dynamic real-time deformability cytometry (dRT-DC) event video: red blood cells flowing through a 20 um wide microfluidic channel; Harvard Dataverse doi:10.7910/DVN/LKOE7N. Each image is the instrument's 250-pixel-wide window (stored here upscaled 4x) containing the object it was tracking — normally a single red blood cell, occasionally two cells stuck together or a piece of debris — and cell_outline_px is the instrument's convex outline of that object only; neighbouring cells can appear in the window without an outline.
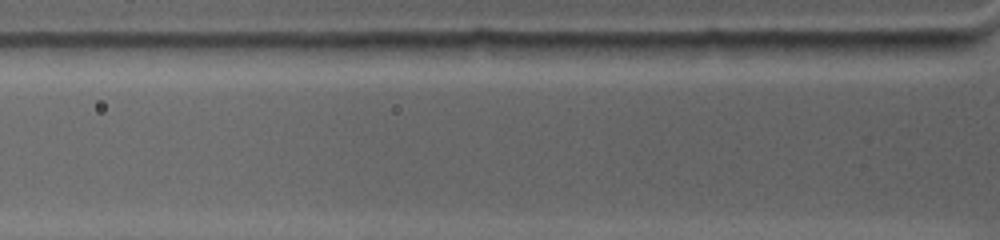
{"species": "common noctule bat (a hibernating species)", "species_latin": "Nyctalus noctula", "temperature_condition": "warm", "stored_images_in_passage": 2, "camera_frame_rate_fps": 4500, "um_per_image_px": 0.085, "animal": {"sex": "female", "body_mass_g": 19.0, "forearm_length_mm": 53.3}, "frame": {"image": 1, "passage_image": 2, "time_ms": 0.222, "image_size_px": [1000, 240], "cell_outline_px": [[876, 44], [868, 52], [852, 60], [740, 56], [732, 44], [740, 40], [876, 40]], "centroid_in_image_um": [68.42, 4.14], "position_along_channel_um": 57.4, "area_um2": 17.34}}